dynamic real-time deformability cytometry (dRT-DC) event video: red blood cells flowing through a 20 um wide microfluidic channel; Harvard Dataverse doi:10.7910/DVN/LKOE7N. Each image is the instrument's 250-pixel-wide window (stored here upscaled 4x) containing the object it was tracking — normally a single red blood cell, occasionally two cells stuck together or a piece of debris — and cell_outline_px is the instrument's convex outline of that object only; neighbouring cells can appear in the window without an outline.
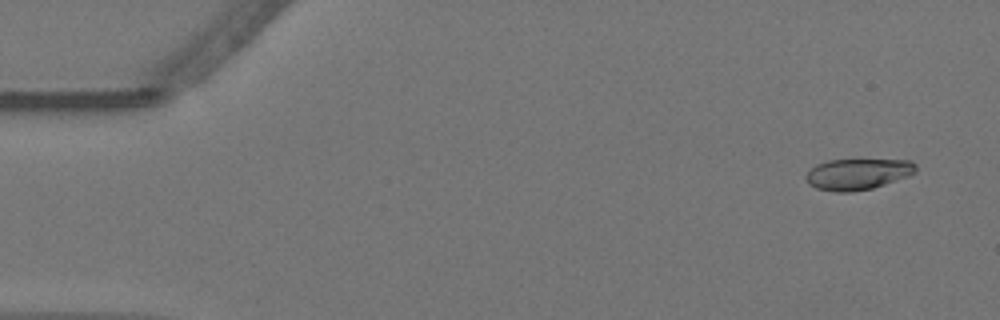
{"species": "Egyptian fruit bat (a non-hibernating species)", "species_latin": "Rousettus aegyptiacus", "temperature_condition": "warm", "stored_images_in_passage": 18, "camera_frame_rate_fps": 3000, "um_per_image_px": 0.085, "animal": {"sex": "female"}, "frame": {"image": 1, "passage_image": 4, "time_ms": 1.0, "image_size_px": [1000, 320], "cell_outline_px": [[916, 172], [908, 176], [872, 188], [852, 192], [836, 192], [816, 188], [808, 184], [804, 176], [816, 164], [828, 160], [912, 160], [916, 164]], "centroid_in_image_um": [72.89, 14.8], "position_along_channel_um": 12.1, "area_um2": 19.88}}
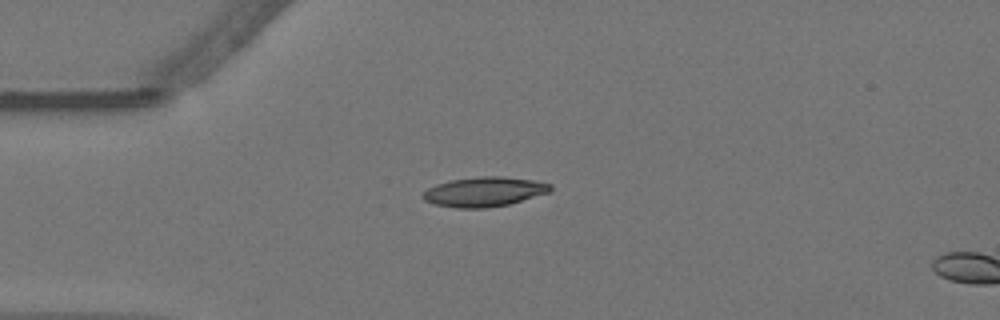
{"frame": {"image": 2, "passage_image": 15, "time_ms": 4.667, "image_size_px": [1000, 320], "cell_outline_px": [[552, 188], [548, 192], [508, 204], [488, 208], [456, 208], [436, 204], [424, 200], [420, 196], [428, 188], [436, 184], [448, 180], [480, 176], [504, 176], [532, 180], [552, 184]], "centroid_in_image_um": [41.12, 16.29], "position_along_channel_um": 43.9, "area_um2": 21.96}}